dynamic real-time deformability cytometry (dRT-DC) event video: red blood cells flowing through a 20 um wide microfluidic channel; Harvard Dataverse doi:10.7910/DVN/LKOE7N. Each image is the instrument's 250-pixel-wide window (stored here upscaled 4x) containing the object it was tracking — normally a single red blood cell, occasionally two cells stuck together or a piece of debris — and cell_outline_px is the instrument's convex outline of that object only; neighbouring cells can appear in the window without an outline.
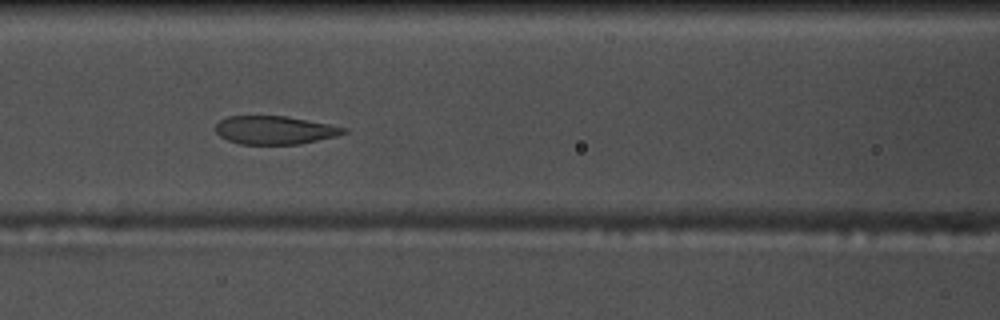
{"species": "common noctule bat (a hibernating species)", "species_latin": "Nyctalus noctula", "temperature_condition": "warm", "stored_images_in_passage": 18, "camera_frame_rate_fps": 3000, "um_per_image_px": 0.085, "animal": {"sex": "male", "body_mass_g": 17.5, "forearm_length_mm": 52.3}, "frame": {"image": 1, "passage_image": 11, "time_ms": 3.333, "image_size_px": [1000, 320], "cell_outline_px": [[348, 132], [336, 136], [300, 144], [240, 144], [228, 140], [220, 136], [216, 132], [216, 124], [220, 120], [228, 116], [288, 116], [348, 128]], "centroid_in_image_um": [23.36, 11.06], "position_along_channel_um": 143.2, "area_um2": 21.1}}